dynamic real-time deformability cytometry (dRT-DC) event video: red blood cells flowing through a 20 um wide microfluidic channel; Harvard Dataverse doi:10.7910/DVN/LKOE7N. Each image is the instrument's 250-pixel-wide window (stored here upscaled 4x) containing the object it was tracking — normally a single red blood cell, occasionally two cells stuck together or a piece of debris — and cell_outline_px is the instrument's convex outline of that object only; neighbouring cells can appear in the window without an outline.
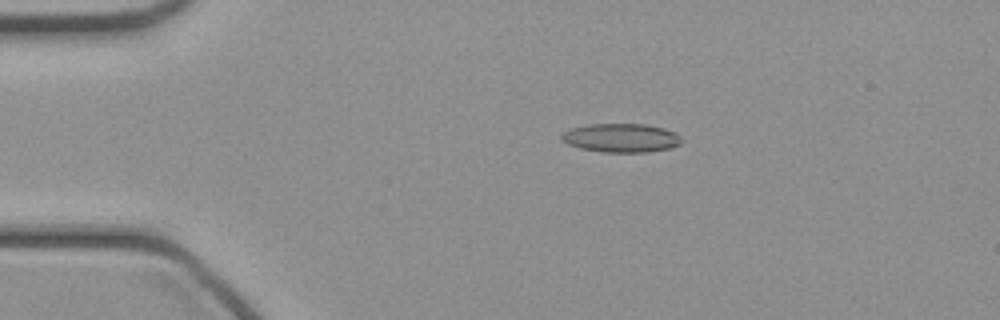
{"species": "common noctule bat (a hibernating species)", "species_latin": "Nyctalus noctula", "temperature_condition": "cold", "stored_images_in_passage": 40, "camera_frame_rate_fps": 3000, "um_per_image_px": 0.085, "animal": {"sex": "female", "body_mass_g": 21.9}, "frame": {"image": 1, "passage_image": 2, "time_ms": 0.333, "image_size_px": [1000, 320], "cell_outline_px": [[684, 140], [680, 144], [668, 148], [648, 152], [600, 152], [580, 148], [568, 144], [560, 140], [560, 136], [564, 132], [572, 128], [588, 124], [644, 124], [664, 128], [676, 132]], "centroid_in_image_um": [52.8, 11.72], "position_along_channel_um": 32.2, "area_um2": 20.23}}
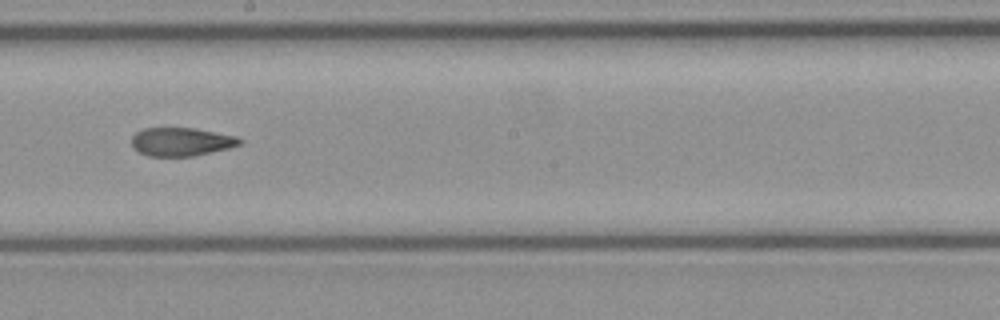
{"frame": {"image": 2, "passage_image": 19, "time_ms": 6.0, "image_size_px": [1000, 320], "cell_outline_px": [[244, 140], [240, 144], [228, 148], [192, 156], [148, 156], [132, 148], [132, 136], [136, 132], [144, 128], [196, 128], [236, 136]], "centroid_in_image_um": [15.39, 12.04], "position_along_channel_um": 232.8, "area_um2": 17.86}}
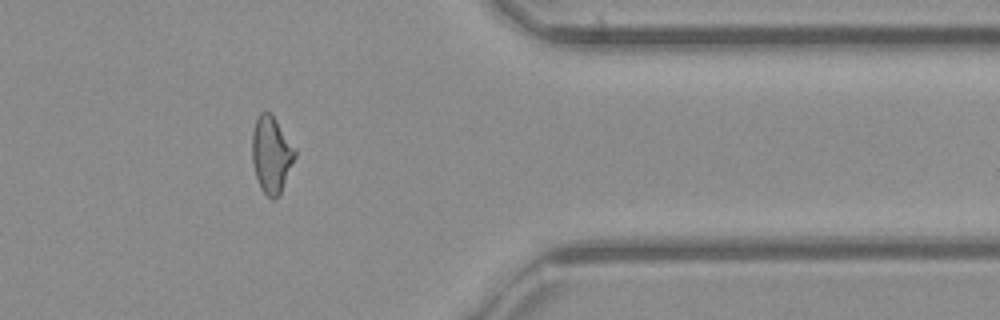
{"frame": {"image": 3, "passage_image": 31, "time_ms": 10.0, "image_size_px": [1000, 320], "cell_outline_px": [[296, 156], [280, 196], [272, 200], [260, 188], [256, 176], [252, 160], [252, 132], [256, 120], [260, 112], [272, 112], [296, 148]], "centroid_in_image_um": [23.09, 13.12], "position_along_channel_um": 388.3, "area_um2": 19.48}}